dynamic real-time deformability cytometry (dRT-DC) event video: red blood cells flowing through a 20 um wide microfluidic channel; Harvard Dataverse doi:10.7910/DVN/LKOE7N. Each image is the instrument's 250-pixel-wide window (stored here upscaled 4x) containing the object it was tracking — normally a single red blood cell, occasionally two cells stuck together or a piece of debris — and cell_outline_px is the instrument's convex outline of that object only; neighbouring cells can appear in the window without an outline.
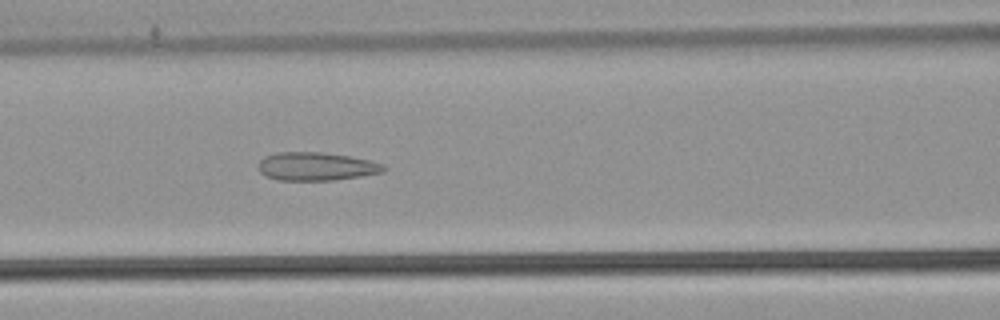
{"species": "common noctule bat (a hibernating species)", "species_latin": "Nyctalus noctula", "temperature_condition": "warm", "stored_images_in_passage": 54, "camera_frame_rate_fps": 3000, "um_per_image_px": 0.085, "animal": {"sex": "male", "body_mass_g": 21.5, "forearm_length_mm": 52.0}, "frame": {"image": 1, "passage_image": 24, "time_ms": 7.667, "image_size_px": [1000, 320], "cell_outline_px": [[388, 168], [384, 172], [360, 176], [332, 180], [276, 180], [260, 172], [256, 168], [256, 164], [264, 156], [276, 152], [320, 152], [348, 156], [368, 160], [384, 164]], "centroid_in_image_um": [26.84, 14.14], "position_along_channel_um": 139.8, "area_um2": 20.75}}
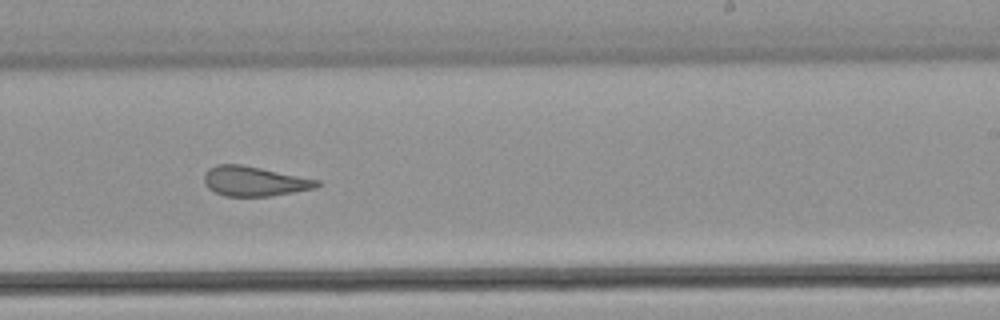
{"frame": {"image": 2, "passage_image": 34, "time_ms": 11.0, "image_size_px": [1000, 320], "cell_outline_px": [[324, 184], [316, 188], [268, 196], [224, 196], [208, 188], [204, 184], [204, 176], [208, 168], [216, 164], [240, 164], [320, 180]], "centroid_in_image_um": [21.62, 15.4], "position_along_channel_um": 267.4, "area_um2": 19.54}}
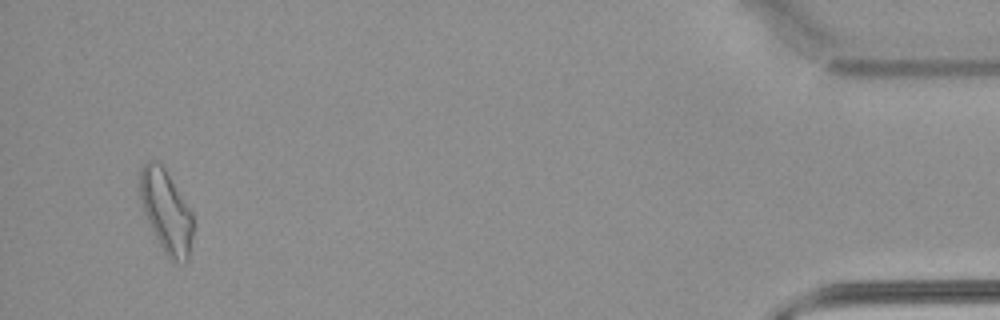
{"frame": {"image": 3, "passage_image": 52, "time_ms": 17.0, "image_size_px": [1000, 320], "cell_outline_px": [[192, 236], [188, 260], [184, 264], [176, 264], [164, 252], [144, 212], [140, 196], [140, 168], [148, 160], [156, 160], [164, 168], [192, 212]], "centroid_in_image_um": [14.13, 17.98], "position_along_channel_um": 421.1, "area_um2": 25.14}, "authors_computed_cell_mechanics": {"area_um2": 22.6576, "velocity_mm_per_s": 3.8381, "shape_relaxation_time_tau1_ms": null, "shape_relaxation_time_tau2_ms": 2.1722, "deformation_change_tau1": null, "deformation_change_tau2": 0.125}}